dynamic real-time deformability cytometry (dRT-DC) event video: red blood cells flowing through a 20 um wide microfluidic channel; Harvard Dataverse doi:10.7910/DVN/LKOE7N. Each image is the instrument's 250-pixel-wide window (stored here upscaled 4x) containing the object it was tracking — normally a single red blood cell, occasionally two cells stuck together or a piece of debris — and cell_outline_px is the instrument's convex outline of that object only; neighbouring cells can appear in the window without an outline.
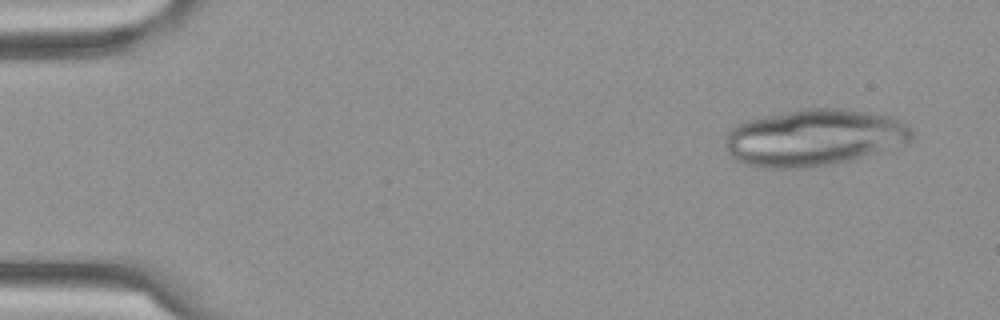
{"species": "Egyptian fruit bat (a non-hibernating species)", "species_latin": "Rousettus aegyptiacus", "temperature_condition": "cold", "stored_images_in_passage": 8, "camera_frame_rate_fps": 3000, "um_per_image_px": 0.085, "frame": {"image": 1, "passage_image": 2, "time_ms": 0.333, "image_size_px": [1000, 320], "cell_outline_px": [[912, 140], [852, 160], [812, 168], [760, 168], [744, 164], [736, 160], [728, 152], [724, 144], [724, 136], [736, 124], [748, 120], [764, 116], [800, 108], [844, 108], [892, 116], [908, 124], [912, 128]], "centroid_in_image_um": [69.15, 11.69], "position_along_channel_um": 15.8, "area_um2": 62.08}}